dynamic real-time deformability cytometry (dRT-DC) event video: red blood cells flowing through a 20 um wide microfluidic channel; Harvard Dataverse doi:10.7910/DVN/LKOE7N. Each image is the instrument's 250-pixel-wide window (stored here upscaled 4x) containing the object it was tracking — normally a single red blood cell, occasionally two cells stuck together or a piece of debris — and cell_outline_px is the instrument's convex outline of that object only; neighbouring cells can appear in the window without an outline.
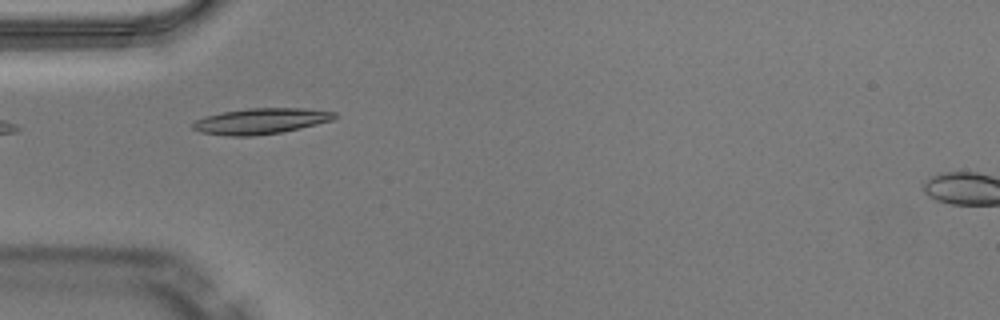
{"species": "Egyptian fruit bat (a non-hibernating species)", "species_latin": "Rousettus aegyptiacus", "temperature_condition": "warm", "stored_images_in_passage": 35, "camera_frame_rate_fps": 3000, "um_per_image_px": 0.085, "animal": {"sex": "male"}, "frame": {"image": 1, "passage_image": 1, "time_ms": 0.0, "image_size_px": [1000, 320], "cell_outline_px": [[336, 116], [332, 120], [300, 128], [280, 132], [252, 136], [228, 136], [200, 132], [192, 128], [192, 124], [196, 120], [204, 116], [220, 112], [248, 108], [304, 108], [336, 112]], "centroid_in_image_um": [22.13, 10.29], "position_along_channel_um": 62.9, "area_um2": 21.27}}
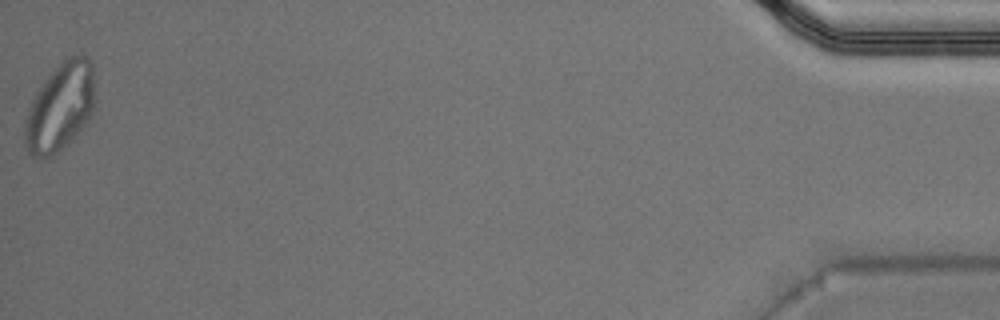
{"frame": {"image": 2, "passage_image": 35, "time_ms": 11.333, "image_size_px": [1000, 320], "cell_outline_px": [[96, 108], [88, 120], [76, 136], [68, 144], [44, 160], [36, 160], [28, 152], [24, 140], [24, 120], [28, 108], [36, 92], [44, 80], [68, 56], [76, 52], [84, 56], [92, 64]], "centroid_in_image_um": [5.11, 9.13], "position_along_channel_um": 430.1, "area_um2": 36.59}, "authors_computed_cell_mechanics": {"area_um2": 20.23, "velocity_mm_per_s": 4.0781, "shape_relaxation_time_tau1_ms": 5.4416, "shape_relaxation_time_tau2_ms": 1.1981, "deformation_change_tau1": 0.1977, "deformation_change_tau2": 0.0643}}